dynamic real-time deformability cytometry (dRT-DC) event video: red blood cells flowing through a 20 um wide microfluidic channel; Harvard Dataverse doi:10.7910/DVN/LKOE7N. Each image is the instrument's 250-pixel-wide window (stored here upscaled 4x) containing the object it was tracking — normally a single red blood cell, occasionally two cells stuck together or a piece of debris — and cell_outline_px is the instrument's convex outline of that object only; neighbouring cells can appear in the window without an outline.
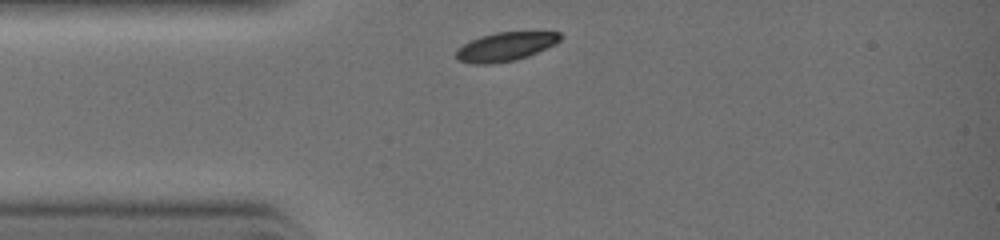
{"species": "common noctule bat (a hibernating species)", "species_latin": "Nyctalus noctula", "temperature_condition": "warm", "stored_images_in_passage": 21, "camera_frame_rate_fps": 3000, "um_per_image_px": 0.085, "animal": {"sex": "female", "body_mass_g": 19.0, "forearm_length_mm": 51.5}, "frame": {"image": 1, "passage_image": 1, "time_ms": 0.0, "image_size_px": [1000, 240], "cell_outline_px": [[564, 36], [556, 44], [528, 56], [516, 60], [492, 64], [472, 64], [456, 60], [456, 48], [480, 36], [496, 32], [560, 32]], "centroid_in_image_um": [42.96, 3.97], "position_along_channel_um": 42.0, "area_um2": 17.63}}
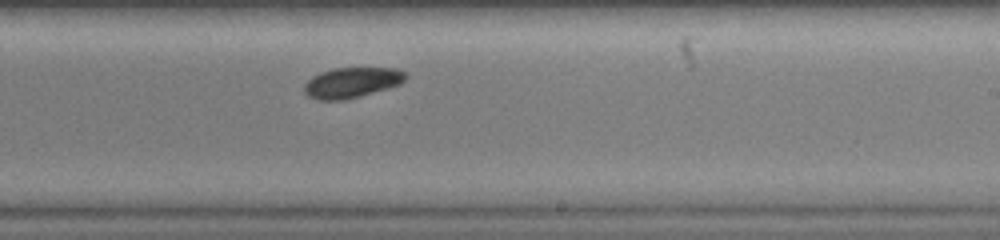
{"frame": {"image": 2, "passage_image": 13, "time_ms": 4.0, "image_size_px": [1000, 240], "cell_outline_px": [[408, 76], [400, 84], [388, 88], [360, 96], [344, 100], [316, 100], [308, 96], [304, 92], [304, 84], [312, 76], [320, 72], [332, 68], [396, 68], [408, 72]], "centroid_in_image_um": [29.9, 7.01], "position_along_channel_um": 259.1, "area_um2": 18.15}}
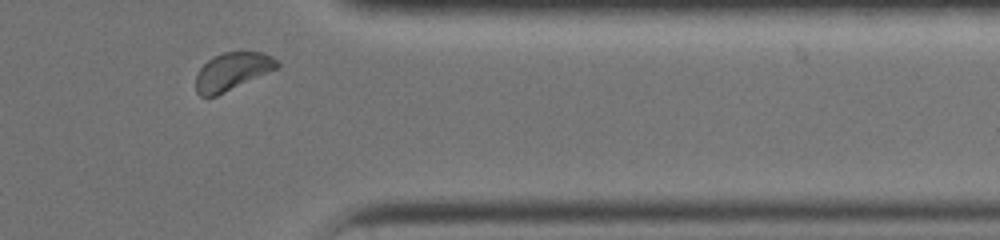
{"frame": {"image": 3, "passage_image": 20, "time_ms": 6.333, "image_size_px": [1000, 240], "cell_outline_px": [[280, 68], [216, 96], [200, 96], [196, 92], [196, 76], [200, 68], [208, 60], [224, 52], [264, 52], [272, 56], [280, 64]], "centroid_in_image_um": [19.78, 6.07], "position_along_channel_um": 391.6, "area_um2": 17.86}}